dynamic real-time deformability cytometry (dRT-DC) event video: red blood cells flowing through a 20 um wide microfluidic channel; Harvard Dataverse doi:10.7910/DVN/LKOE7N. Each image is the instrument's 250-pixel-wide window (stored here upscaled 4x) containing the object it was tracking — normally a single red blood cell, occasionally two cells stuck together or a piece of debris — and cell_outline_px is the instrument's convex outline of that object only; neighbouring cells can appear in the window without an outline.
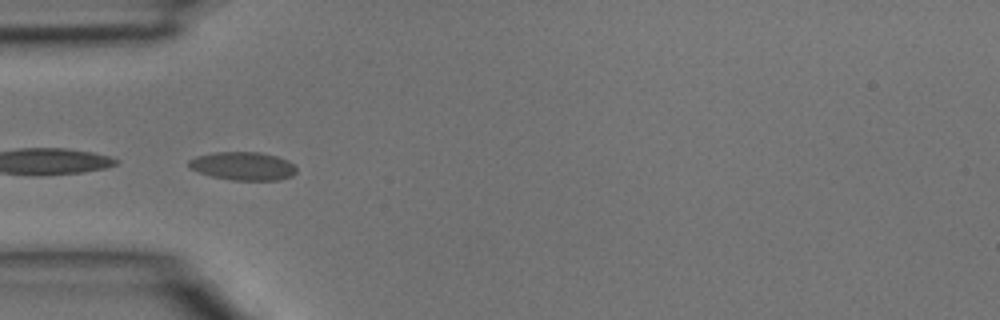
{"species": "common noctule bat (a hibernating species)", "species_latin": "Nyctalus noctula", "temperature_condition": "room temperature", "stored_images_in_passage": 5, "segment_of_instrument_passage": [2, 2], "camera_frame_rate_fps": 3000, "um_per_image_px": 0.085, "animal": {"sex": "male", "body_mass_g": 15.6}, "frame": {"image": 1, "passage_image": 4, "time_ms": 1.0, "image_size_px": [1000, 320], "cell_outline_px": [[296, 172], [292, 176], [280, 180], [232, 180], [212, 176], [188, 168], [188, 160], [196, 156], [216, 152], [260, 152], [276, 156], [288, 160], [296, 168]], "centroid_in_image_um": [20.65, 14.11], "position_along_channel_um": 64.3, "area_um2": 17.74}}